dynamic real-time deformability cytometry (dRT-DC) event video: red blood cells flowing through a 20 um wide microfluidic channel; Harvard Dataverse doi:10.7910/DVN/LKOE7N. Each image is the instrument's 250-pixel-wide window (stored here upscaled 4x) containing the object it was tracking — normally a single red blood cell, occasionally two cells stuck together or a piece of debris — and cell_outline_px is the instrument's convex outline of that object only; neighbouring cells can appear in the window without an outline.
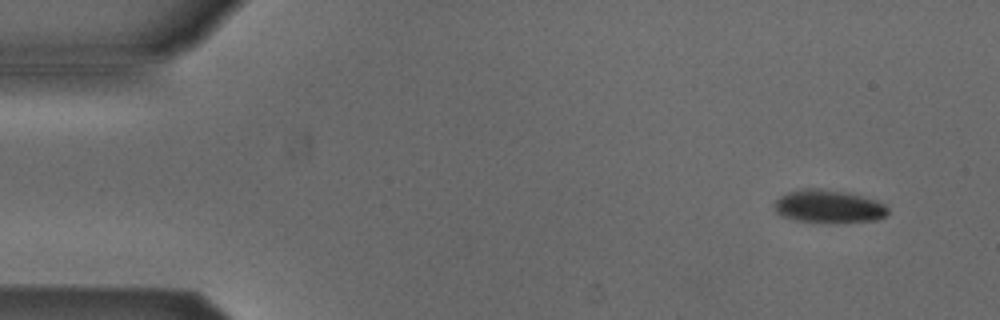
{"species": "Egyptian fruit bat (a non-hibernating species)", "species_latin": "Rousettus aegyptiacus", "temperature_condition": "cold", "stored_images_in_passage": 4, "camera_frame_rate_fps": 3000, "um_per_image_px": 0.085, "animal": {"sex": "male"}, "frame": {"image": 1, "passage_image": 1, "time_ms": 0.0, "image_size_px": [1000, 320], "cell_outline_px": [[888, 216], [876, 220], [836, 224], [796, 220], [784, 216], [776, 212], [772, 204], [780, 196], [788, 192], [808, 188], [820, 188], [848, 192], [876, 200], [884, 204], [888, 208]], "centroid_in_image_um": [70.46, 17.56], "position_along_channel_um": 14.5, "area_um2": 22.25}}
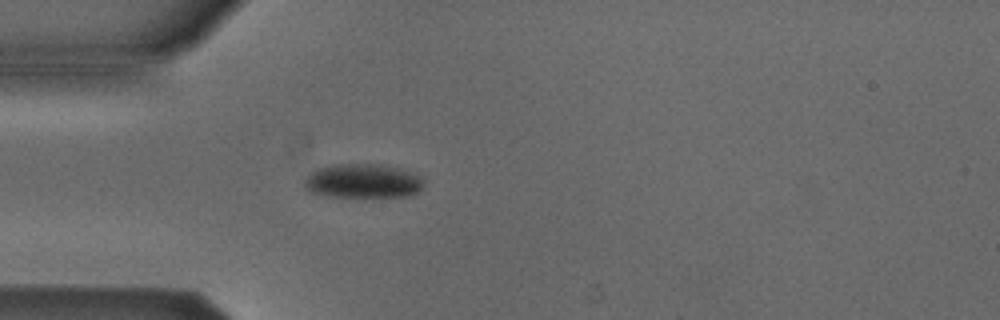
{"frame": {"image": 2, "passage_image": 4, "time_ms": 1.0, "image_size_px": [1000, 320], "cell_outline_px": [[424, 184], [416, 192], [408, 196], [324, 196], [312, 192], [304, 184], [304, 180], [308, 172], [320, 168], [336, 164], [380, 164], [400, 168], [420, 176], [424, 180]], "centroid_in_image_um": [30.84, 15.37], "position_along_channel_um": 54.2, "area_um2": 23.58}}